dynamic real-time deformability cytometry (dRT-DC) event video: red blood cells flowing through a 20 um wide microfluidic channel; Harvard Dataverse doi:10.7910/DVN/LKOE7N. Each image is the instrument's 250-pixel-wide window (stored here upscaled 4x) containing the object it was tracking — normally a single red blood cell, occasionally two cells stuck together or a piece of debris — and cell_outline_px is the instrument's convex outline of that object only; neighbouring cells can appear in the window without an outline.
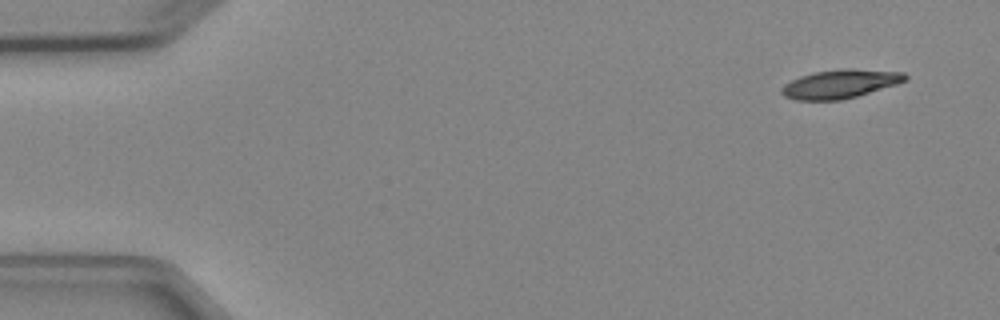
{"species": "Egyptian fruit bat (a non-hibernating species)", "species_latin": "Rousettus aegyptiacus", "temperature_condition": "cold", "stored_images_in_passage": 7, "camera_frame_rate_fps": 3000, "um_per_image_px": 0.085, "animal": {"sex": "female"}, "frame": {"image": 1, "passage_image": 1, "time_ms": 0.0, "image_size_px": [1000, 320], "cell_outline_px": [[908, 80], [896, 84], [856, 96], [840, 100], [796, 100], [784, 96], [780, 92], [780, 88], [784, 84], [800, 76], [816, 72], [840, 68], [852, 68], [904, 72], [908, 76]], "centroid_in_image_um": [71.41, 7.12], "position_along_channel_um": 13.6, "area_um2": 20.69}}
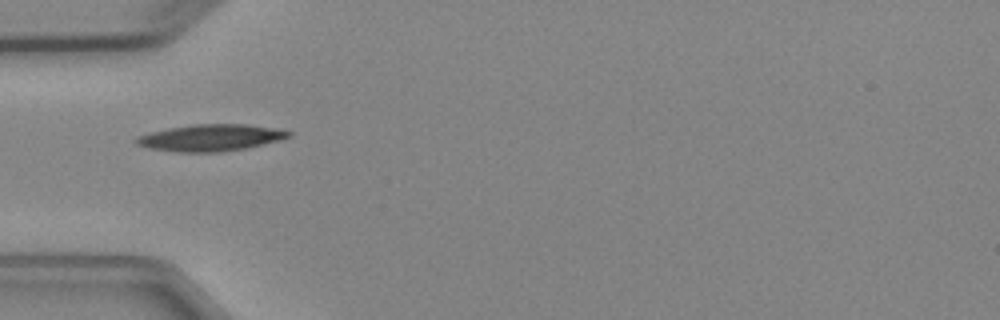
{"frame": {"image": 2, "passage_image": 4, "time_ms": 4.333, "image_size_px": [1000, 320], "cell_outline_px": [[292, 136], [280, 140], [248, 148], [220, 152], [176, 152], [148, 148], [136, 144], [132, 140], [136, 136], [152, 132], [192, 124], [244, 124], [280, 128], [292, 132]], "centroid_in_image_um": [17.94, 11.71], "position_along_channel_um": 67.1, "area_um2": 23.93}}